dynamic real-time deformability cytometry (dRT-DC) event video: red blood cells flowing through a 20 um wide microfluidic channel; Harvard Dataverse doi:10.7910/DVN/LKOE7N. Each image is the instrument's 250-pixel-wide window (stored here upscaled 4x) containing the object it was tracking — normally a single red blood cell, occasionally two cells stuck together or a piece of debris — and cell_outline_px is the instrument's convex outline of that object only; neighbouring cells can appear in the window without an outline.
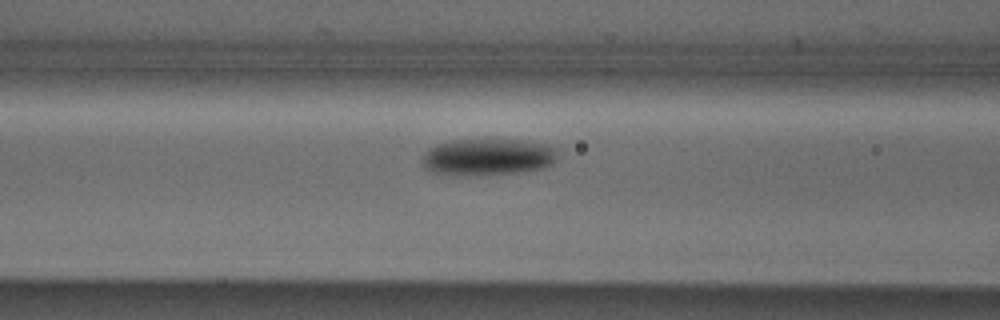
{"species": "Egyptian fruit bat (a non-hibernating species)", "species_latin": "Rousettus aegyptiacus", "temperature_condition": "cold", "stored_images_in_passage": 6, "camera_frame_rate_fps": 3000, "um_per_image_px": 0.085, "animal": {"sex": "male"}, "frame": {"image": 1, "passage_image": 6, "time_ms": 1.667, "image_size_px": [1000, 320], "cell_outline_px": [[556, 160], [552, 164], [544, 168], [524, 172], [432, 172], [424, 168], [424, 152], [428, 148], [436, 144], [448, 140], [484, 136], [488, 136], [524, 140], [544, 144], [556, 148]], "centroid_in_image_um": [41.51, 13.22], "position_along_channel_um": 125.1, "area_um2": 29.02}}